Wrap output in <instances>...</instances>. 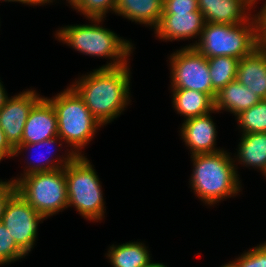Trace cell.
Segmentation results:
<instances>
[{
  "label": "cell",
  "mask_w": 266,
  "mask_h": 267,
  "mask_svg": "<svg viewBox=\"0 0 266 267\" xmlns=\"http://www.w3.org/2000/svg\"><path fill=\"white\" fill-rule=\"evenodd\" d=\"M130 65L93 69L70 85L91 114L104 127L119 117L131 103Z\"/></svg>",
  "instance_id": "6da1fadb"
},
{
  "label": "cell",
  "mask_w": 266,
  "mask_h": 267,
  "mask_svg": "<svg viewBox=\"0 0 266 267\" xmlns=\"http://www.w3.org/2000/svg\"><path fill=\"white\" fill-rule=\"evenodd\" d=\"M87 20L91 24H74L58 28L54 34L55 39L80 54L109 59L110 61L101 68H115L129 64L134 44L105 28L102 25L103 18H87Z\"/></svg>",
  "instance_id": "7a4b0ae2"
},
{
  "label": "cell",
  "mask_w": 266,
  "mask_h": 267,
  "mask_svg": "<svg viewBox=\"0 0 266 267\" xmlns=\"http://www.w3.org/2000/svg\"><path fill=\"white\" fill-rule=\"evenodd\" d=\"M230 154L223 149L190 157L193 170L189 185L205 205L212 207L224 199L236 197L242 191L240 175Z\"/></svg>",
  "instance_id": "3957f363"
},
{
  "label": "cell",
  "mask_w": 266,
  "mask_h": 267,
  "mask_svg": "<svg viewBox=\"0 0 266 267\" xmlns=\"http://www.w3.org/2000/svg\"><path fill=\"white\" fill-rule=\"evenodd\" d=\"M46 98L56 112L58 136L65 145L67 144L64 147H70V151L75 156H84L82 150L90 144L100 127L103 126L70 85L52 98Z\"/></svg>",
  "instance_id": "277c9868"
},
{
  "label": "cell",
  "mask_w": 266,
  "mask_h": 267,
  "mask_svg": "<svg viewBox=\"0 0 266 267\" xmlns=\"http://www.w3.org/2000/svg\"><path fill=\"white\" fill-rule=\"evenodd\" d=\"M261 44L257 13L240 24L205 22L201 37L194 46L207 59L230 56L242 59Z\"/></svg>",
  "instance_id": "5b68a950"
},
{
  "label": "cell",
  "mask_w": 266,
  "mask_h": 267,
  "mask_svg": "<svg viewBox=\"0 0 266 267\" xmlns=\"http://www.w3.org/2000/svg\"><path fill=\"white\" fill-rule=\"evenodd\" d=\"M90 160L76 156L65 167L68 208L75 210L90 222H99L105 217L106 206L102 183Z\"/></svg>",
  "instance_id": "8992f818"
},
{
  "label": "cell",
  "mask_w": 266,
  "mask_h": 267,
  "mask_svg": "<svg viewBox=\"0 0 266 267\" xmlns=\"http://www.w3.org/2000/svg\"><path fill=\"white\" fill-rule=\"evenodd\" d=\"M15 187L45 219L68 208L65 168L23 176L15 182Z\"/></svg>",
  "instance_id": "52a82bcc"
},
{
  "label": "cell",
  "mask_w": 266,
  "mask_h": 267,
  "mask_svg": "<svg viewBox=\"0 0 266 267\" xmlns=\"http://www.w3.org/2000/svg\"><path fill=\"white\" fill-rule=\"evenodd\" d=\"M168 59L171 89L195 90L215 100L217 93L212 88L208 59L195 47H181Z\"/></svg>",
  "instance_id": "ba28073f"
},
{
  "label": "cell",
  "mask_w": 266,
  "mask_h": 267,
  "mask_svg": "<svg viewBox=\"0 0 266 267\" xmlns=\"http://www.w3.org/2000/svg\"><path fill=\"white\" fill-rule=\"evenodd\" d=\"M46 220L17 192L6 202L1 222L17 246L28 256L38 236V224Z\"/></svg>",
  "instance_id": "9c48e42d"
},
{
  "label": "cell",
  "mask_w": 266,
  "mask_h": 267,
  "mask_svg": "<svg viewBox=\"0 0 266 267\" xmlns=\"http://www.w3.org/2000/svg\"><path fill=\"white\" fill-rule=\"evenodd\" d=\"M42 97L34 89L8 97L0 109V126L9 143L15 148L22 144L24 126L33 105Z\"/></svg>",
  "instance_id": "30bf717a"
},
{
  "label": "cell",
  "mask_w": 266,
  "mask_h": 267,
  "mask_svg": "<svg viewBox=\"0 0 266 267\" xmlns=\"http://www.w3.org/2000/svg\"><path fill=\"white\" fill-rule=\"evenodd\" d=\"M205 21L200 11L187 13H162L157 27L153 30L155 36L162 41H180L195 38V43L186 47H194L199 41Z\"/></svg>",
  "instance_id": "8fae6325"
},
{
  "label": "cell",
  "mask_w": 266,
  "mask_h": 267,
  "mask_svg": "<svg viewBox=\"0 0 266 267\" xmlns=\"http://www.w3.org/2000/svg\"><path fill=\"white\" fill-rule=\"evenodd\" d=\"M57 143H58V147H60L62 149L64 141L59 136H56L54 138H49V139H46L44 141H41V142L35 143V144H20L19 146H16L14 149V155H13L15 157L19 156V154L21 155V153H23V152L26 153V151L31 152L30 151L31 149L36 150L37 147H38V149L40 148L39 150L42 149V151H43L44 147L46 148V146H47L46 154L47 155L49 154L48 155L49 157L48 156L45 157V154L42 152L40 153V151L36 152L35 153L36 156L38 154L39 157H36L35 158L36 160L35 159H31V160L29 159L28 160V158L26 159L27 162H26V165L24 167L23 173L20 174L21 176L18 175V177H13L10 179L15 183L18 179H20L23 176H27V175H30L33 173H38V172L52 171V170H56V169L65 168L76 156L68 148L65 150L64 156H63V153L61 156H60V153H59V155H56L55 150H54L56 148H52V146L55 147L54 144H57ZM52 152H54L55 156ZM32 153H31V155H32ZM35 154H33V155H35ZM53 157H55V159ZM43 158H44V160H43Z\"/></svg>",
  "instance_id": "7c38bea8"
},
{
  "label": "cell",
  "mask_w": 266,
  "mask_h": 267,
  "mask_svg": "<svg viewBox=\"0 0 266 267\" xmlns=\"http://www.w3.org/2000/svg\"><path fill=\"white\" fill-rule=\"evenodd\" d=\"M211 113H218L216 110L208 114L192 117L184 120L180 127V136L190 154L216 153L222 149L216 147L217 130Z\"/></svg>",
  "instance_id": "4fadbf2b"
},
{
  "label": "cell",
  "mask_w": 266,
  "mask_h": 267,
  "mask_svg": "<svg viewBox=\"0 0 266 267\" xmlns=\"http://www.w3.org/2000/svg\"><path fill=\"white\" fill-rule=\"evenodd\" d=\"M256 0H198L204 21L215 24H240L254 14ZM253 8V9H252Z\"/></svg>",
  "instance_id": "5bb4252c"
},
{
  "label": "cell",
  "mask_w": 266,
  "mask_h": 267,
  "mask_svg": "<svg viewBox=\"0 0 266 267\" xmlns=\"http://www.w3.org/2000/svg\"><path fill=\"white\" fill-rule=\"evenodd\" d=\"M56 136H58L56 112L50 101L42 96L29 112L22 144H35Z\"/></svg>",
  "instance_id": "9a60e30c"
},
{
  "label": "cell",
  "mask_w": 266,
  "mask_h": 267,
  "mask_svg": "<svg viewBox=\"0 0 266 267\" xmlns=\"http://www.w3.org/2000/svg\"><path fill=\"white\" fill-rule=\"evenodd\" d=\"M236 79L266 99V48L262 44L239 60Z\"/></svg>",
  "instance_id": "2e32d148"
},
{
  "label": "cell",
  "mask_w": 266,
  "mask_h": 267,
  "mask_svg": "<svg viewBox=\"0 0 266 267\" xmlns=\"http://www.w3.org/2000/svg\"><path fill=\"white\" fill-rule=\"evenodd\" d=\"M164 0H116L115 13L152 29L160 22Z\"/></svg>",
  "instance_id": "e0dca14e"
},
{
  "label": "cell",
  "mask_w": 266,
  "mask_h": 267,
  "mask_svg": "<svg viewBox=\"0 0 266 267\" xmlns=\"http://www.w3.org/2000/svg\"><path fill=\"white\" fill-rule=\"evenodd\" d=\"M234 155L236 170L238 165L258 169L262 175L266 173V132L242 134ZM236 157V158H235ZM237 161V162H236Z\"/></svg>",
  "instance_id": "ac0fdd59"
},
{
  "label": "cell",
  "mask_w": 266,
  "mask_h": 267,
  "mask_svg": "<svg viewBox=\"0 0 266 267\" xmlns=\"http://www.w3.org/2000/svg\"><path fill=\"white\" fill-rule=\"evenodd\" d=\"M262 100L255 92H252L241 84L237 79L228 83L222 88L215 98V110L230 112L234 116L240 112L251 108Z\"/></svg>",
  "instance_id": "d6986e66"
},
{
  "label": "cell",
  "mask_w": 266,
  "mask_h": 267,
  "mask_svg": "<svg viewBox=\"0 0 266 267\" xmlns=\"http://www.w3.org/2000/svg\"><path fill=\"white\" fill-rule=\"evenodd\" d=\"M171 92L172 107L184 120L215 110V100L209 94L189 89H171Z\"/></svg>",
  "instance_id": "ffe728a7"
},
{
  "label": "cell",
  "mask_w": 266,
  "mask_h": 267,
  "mask_svg": "<svg viewBox=\"0 0 266 267\" xmlns=\"http://www.w3.org/2000/svg\"><path fill=\"white\" fill-rule=\"evenodd\" d=\"M148 246L142 242L129 241L121 245L112 244L105 256L112 267H145L152 259Z\"/></svg>",
  "instance_id": "44dd1931"
},
{
  "label": "cell",
  "mask_w": 266,
  "mask_h": 267,
  "mask_svg": "<svg viewBox=\"0 0 266 267\" xmlns=\"http://www.w3.org/2000/svg\"><path fill=\"white\" fill-rule=\"evenodd\" d=\"M239 60L230 56L208 58L211 84L216 93L231 81L236 80Z\"/></svg>",
  "instance_id": "7402d4cb"
},
{
  "label": "cell",
  "mask_w": 266,
  "mask_h": 267,
  "mask_svg": "<svg viewBox=\"0 0 266 267\" xmlns=\"http://www.w3.org/2000/svg\"><path fill=\"white\" fill-rule=\"evenodd\" d=\"M241 134L266 132V99L235 116Z\"/></svg>",
  "instance_id": "603a6c76"
},
{
  "label": "cell",
  "mask_w": 266,
  "mask_h": 267,
  "mask_svg": "<svg viewBox=\"0 0 266 267\" xmlns=\"http://www.w3.org/2000/svg\"><path fill=\"white\" fill-rule=\"evenodd\" d=\"M26 254L17 246L12 235L0 221V266L25 258Z\"/></svg>",
  "instance_id": "cb8c5ba5"
},
{
  "label": "cell",
  "mask_w": 266,
  "mask_h": 267,
  "mask_svg": "<svg viewBox=\"0 0 266 267\" xmlns=\"http://www.w3.org/2000/svg\"><path fill=\"white\" fill-rule=\"evenodd\" d=\"M116 0H84L76 11L87 18H105L110 11L115 13Z\"/></svg>",
  "instance_id": "d4e9b609"
},
{
  "label": "cell",
  "mask_w": 266,
  "mask_h": 267,
  "mask_svg": "<svg viewBox=\"0 0 266 267\" xmlns=\"http://www.w3.org/2000/svg\"><path fill=\"white\" fill-rule=\"evenodd\" d=\"M239 267H266V241L234 259Z\"/></svg>",
  "instance_id": "484cf974"
},
{
  "label": "cell",
  "mask_w": 266,
  "mask_h": 267,
  "mask_svg": "<svg viewBox=\"0 0 266 267\" xmlns=\"http://www.w3.org/2000/svg\"><path fill=\"white\" fill-rule=\"evenodd\" d=\"M199 11L198 0H164L163 13H187Z\"/></svg>",
  "instance_id": "4316f807"
},
{
  "label": "cell",
  "mask_w": 266,
  "mask_h": 267,
  "mask_svg": "<svg viewBox=\"0 0 266 267\" xmlns=\"http://www.w3.org/2000/svg\"><path fill=\"white\" fill-rule=\"evenodd\" d=\"M15 192V183L11 179H8V181L0 179V221L2 220L6 202Z\"/></svg>",
  "instance_id": "83f0119b"
},
{
  "label": "cell",
  "mask_w": 266,
  "mask_h": 267,
  "mask_svg": "<svg viewBox=\"0 0 266 267\" xmlns=\"http://www.w3.org/2000/svg\"><path fill=\"white\" fill-rule=\"evenodd\" d=\"M14 147L7 140L3 129L0 126V155L5 159L14 157Z\"/></svg>",
  "instance_id": "f1b7e54d"
},
{
  "label": "cell",
  "mask_w": 266,
  "mask_h": 267,
  "mask_svg": "<svg viewBox=\"0 0 266 267\" xmlns=\"http://www.w3.org/2000/svg\"><path fill=\"white\" fill-rule=\"evenodd\" d=\"M18 2V3H22L24 5H31V6H42V1L41 0H0V2Z\"/></svg>",
  "instance_id": "f546056e"
},
{
  "label": "cell",
  "mask_w": 266,
  "mask_h": 267,
  "mask_svg": "<svg viewBox=\"0 0 266 267\" xmlns=\"http://www.w3.org/2000/svg\"><path fill=\"white\" fill-rule=\"evenodd\" d=\"M259 0H256V3H258ZM257 16L259 19V24H266V1L263 7L260 8V10L257 12Z\"/></svg>",
  "instance_id": "4dcf8cb0"
},
{
  "label": "cell",
  "mask_w": 266,
  "mask_h": 267,
  "mask_svg": "<svg viewBox=\"0 0 266 267\" xmlns=\"http://www.w3.org/2000/svg\"><path fill=\"white\" fill-rule=\"evenodd\" d=\"M2 83L3 82L0 79V109L4 106L6 99L9 97Z\"/></svg>",
  "instance_id": "1f68e13d"
},
{
  "label": "cell",
  "mask_w": 266,
  "mask_h": 267,
  "mask_svg": "<svg viewBox=\"0 0 266 267\" xmlns=\"http://www.w3.org/2000/svg\"><path fill=\"white\" fill-rule=\"evenodd\" d=\"M261 44L266 48V24H259Z\"/></svg>",
  "instance_id": "d6a6232c"
},
{
  "label": "cell",
  "mask_w": 266,
  "mask_h": 267,
  "mask_svg": "<svg viewBox=\"0 0 266 267\" xmlns=\"http://www.w3.org/2000/svg\"><path fill=\"white\" fill-rule=\"evenodd\" d=\"M84 0H66L67 4L73 8V10L77 9L83 2Z\"/></svg>",
  "instance_id": "836d02e7"
},
{
  "label": "cell",
  "mask_w": 266,
  "mask_h": 267,
  "mask_svg": "<svg viewBox=\"0 0 266 267\" xmlns=\"http://www.w3.org/2000/svg\"><path fill=\"white\" fill-rule=\"evenodd\" d=\"M145 267H169L164 265L163 263H154L153 261H151L148 265H146Z\"/></svg>",
  "instance_id": "e575fe53"
},
{
  "label": "cell",
  "mask_w": 266,
  "mask_h": 267,
  "mask_svg": "<svg viewBox=\"0 0 266 267\" xmlns=\"http://www.w3.org/2000/svg\"><path fill=\"white\" fill-rule=\"evenodd\" d=\"M220 267H239L237 262L235 260L229 261V263H226Z\"/></svg>",
  "instance_id": "d590c367"
},
{
  "label": "cell",
  "mask_w": 266,
  "mask_h": 267,
  "mask_svg": "<svg viewBox=\"0 0 266 267\" xmlns=\"http://www.w3.org/2000/svg\"><path fill=\"white\" fill-rule=\"evenodd\" d=\"M41 1H42V6H44V5H47V4L50 5V3H53V1H55V0H41Z\"/></svg>",
  "instance_id": "8d00e7d4"
},
{
  "label": "cell",
  "mask_w": 266,
  "mask_h": 267,
  "mask_svg": "<svg viewBox=\"0 0 266 267\" xmlns=\"http://www.w3.org/2000/svg\"><path fill=\"white\" fill-rule=\"evenodd\" d=\"M4 158L0 155V162L3 160Z\"/></svg>",
  "instance_id": "74e56055"
}]
</instances>
